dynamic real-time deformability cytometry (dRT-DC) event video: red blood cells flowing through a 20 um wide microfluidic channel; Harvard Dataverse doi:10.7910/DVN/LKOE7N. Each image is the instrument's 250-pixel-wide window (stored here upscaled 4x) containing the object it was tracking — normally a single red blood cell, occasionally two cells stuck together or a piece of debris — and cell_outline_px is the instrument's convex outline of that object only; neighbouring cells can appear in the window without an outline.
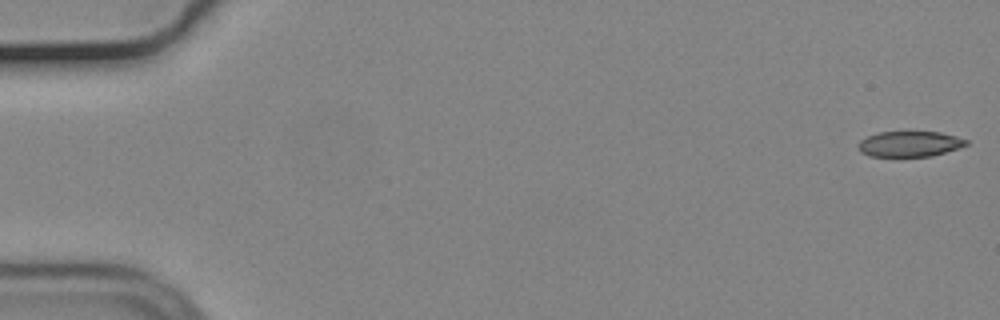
{"species": "common noctule bat (a hibernating species)", "species_latin": "Nyctalus noctula", "temperature_condition": "cold", "stored_images_in_passage": 55, "camera_frame_rate_fps": 3000, "um_per_image_px": 0.085, "animal": {"sex": "male", "body_mass_g": 19.2, "forearm_length_mm": 51.8}, "frame": {"image": 1, "passage_image": 1, "time_ms": 0.0, "image_size_px": [1000, 320], "cell_outline_px": [[968, 144], [932, 156], [868, 156], [860, 152], [856, 144], [860, 140], [868, 136], [880, 132], [940, 132], [956, 136], [968, 140]], "centroid_in_image_um": [77.27, 12.23], "position_along_channel_um": 7.7, "area_um2": 15.95}}
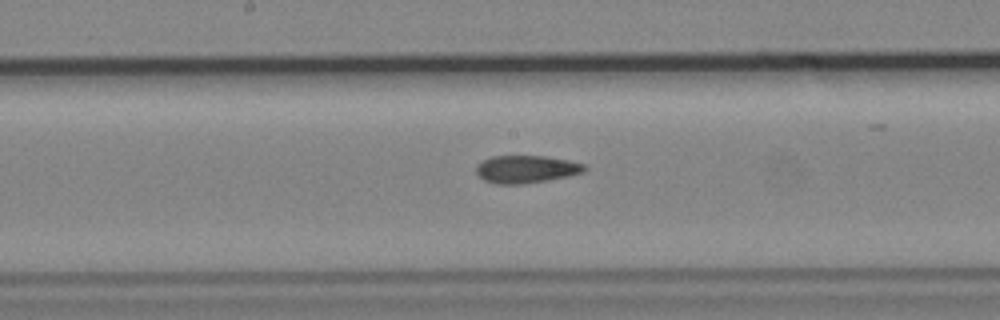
{"frame": {"image": 2, "passage_image": 29, "time_ms": 9.333, "image_size_px": [1000, 320], "cell_outline_px": [[588, 168], [584, 172], [568, 176], [548, 180], [524, 184], [496, 184], [484, 180], [476, 172], [476, 164], [492, 156], [548, 156], [568, 160], [584, 164]], "centroid_in_image_um": [44.74, 14.38], "position_along_channel_um": 203.5, "area_um2": 17.51}}
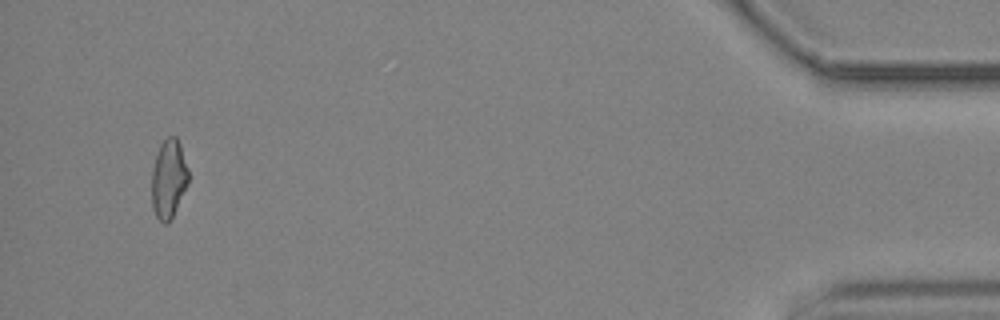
{"frame": {"image": 3, "passage_image": 53, "time_ms": 17.333, "image_size_px": [1000, 320], "cell_outline_px": [[188, 184], [168, 224], [164, 224], [156, 216], [152, 208], [152, 168], [160, 144], [168, 136], [176, 136], [180, 144], [188, 168]], "centroid_in_image_um": [14.33, 15.19], "position_along_channel_um": 420.9, "area_um2": 16.76}, "authors_computed_cell_mechanics": {"area_um2": 17.629, "velocity_mm_per_s": 3.6989, "shape_relaxation_time_tau1_ms": 11.0256, "shape_relaxation_time_tau2_ms": 4.8036, "deformation_change_tau1": 0.1923, "deformation_change_tau2": 0.1323}}